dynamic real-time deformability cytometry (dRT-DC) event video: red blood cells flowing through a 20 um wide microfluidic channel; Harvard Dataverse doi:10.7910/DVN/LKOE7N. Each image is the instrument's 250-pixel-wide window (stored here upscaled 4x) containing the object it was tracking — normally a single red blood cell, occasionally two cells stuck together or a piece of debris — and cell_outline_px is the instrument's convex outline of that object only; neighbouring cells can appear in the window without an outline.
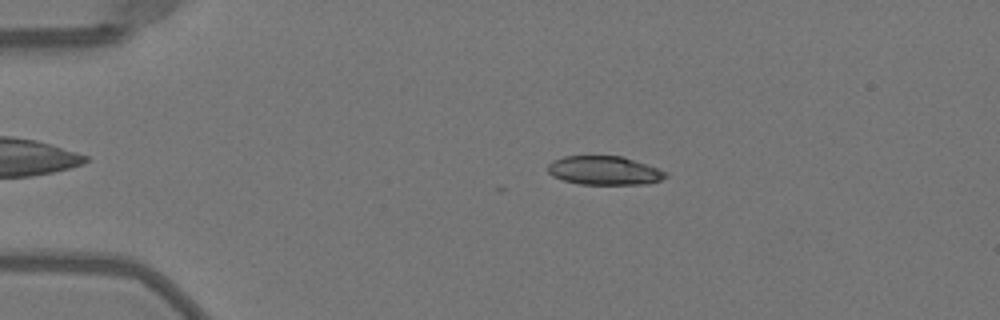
{"species": "Egyptian fruit bat (a non-hibernating species)", "species_latin": "Rousettus aegyptiacus", "temperature_condition": "warm", "stored_images_in_passage": 42, "camera_frame_rate_fps": 3000, "um_per_image_px": 0.085, "animal": {"sex": "female"}, "frame": {"image": 1, "passage_image": 10, "time_ms": 3.0, "image_size_px": [1000, 320], "cell_outline_px": [[668, 176], [660, 180], [648, 184], [580, 184], [564, 180], [552, 176], [548, 172], [548, 164], [552, 160], [564, 156], [624, 156], [668, 172]], "centroid_in_image_um": [51.37, 14.49], "position_along_channel_um": 33.6, "area_um2": 19.83}}
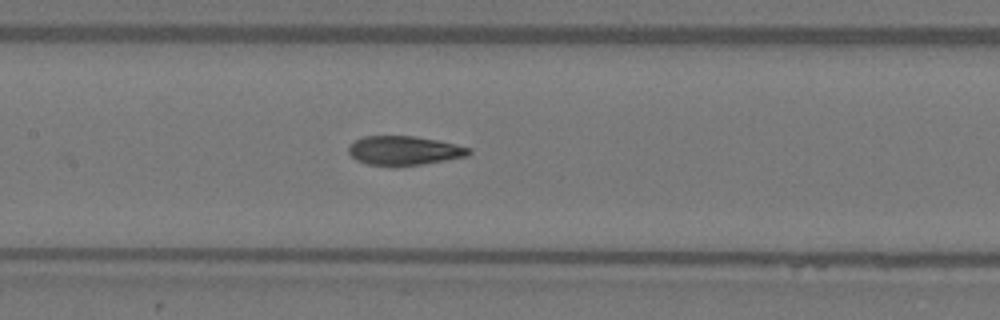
{"frame": {"image": 2, "passage_image": 24, "time_ms": 7.667, "image_size_px": [1000, 320], "cell_outline_px": [[472, 152], [468, 156], [424, 164], [396, 168], [392, 168], [368, 164], [356, 160], [348, 152], [348, 148], [356, 140], [364, 136], [416, 136], [456, 144], [472, 148]], "centroid_in_image_um": [34.37, 12.83], "position_along_channel_um": 173.0, "area_um2": 20.87}}
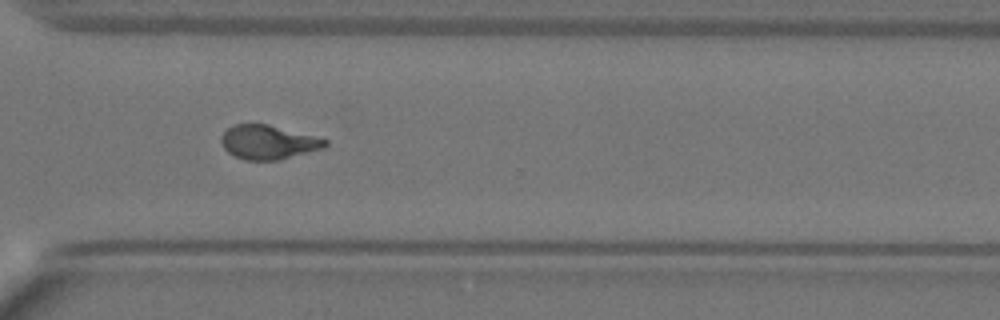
{"frame": {"image": 3, "passage_image": 37, "time_ms": 12.0, "image_size_px": [1000, 320], "cell_outline_px": [[328, 144], [324, 148], [280, 160], [244, 160], [228, 152], [224, 148], [220, 140], [220, 136], [232, 124], [268, 124], [328, 140]], "centroid_in_image_um": [22.78, 12.09], "position_along_channel_um": 347.8, "area_um2": 20.58}, "authors_computed_cell_mechanics": {"area_um2": 20.7791, "velocity_mm_per_s": 4.0476, "shape_relaxation_time_tau1_ms": 4.8146, "shape_relaxation_time_tau2_ms": 1.4411, "deformation_change_tau1": 0.2177, "deformation_change_tau2": 0.0864}}